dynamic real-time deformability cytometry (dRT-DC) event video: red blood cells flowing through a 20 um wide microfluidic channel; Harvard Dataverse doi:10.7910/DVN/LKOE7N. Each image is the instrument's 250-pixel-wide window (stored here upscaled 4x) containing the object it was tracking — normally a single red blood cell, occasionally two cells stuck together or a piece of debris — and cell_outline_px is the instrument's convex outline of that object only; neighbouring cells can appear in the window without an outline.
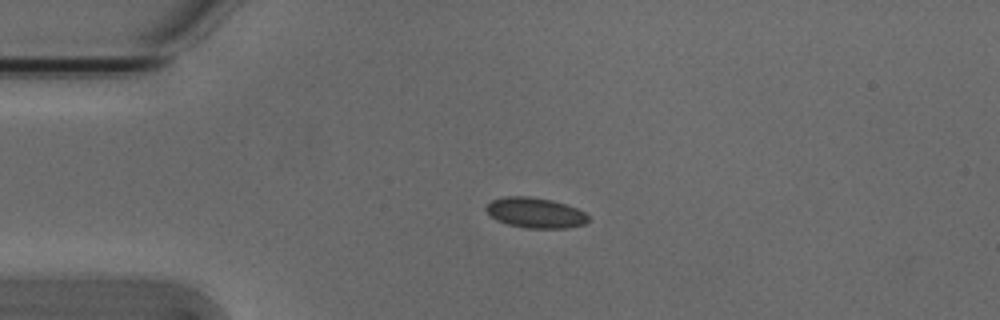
{"species": "Egyptian fruit bat (a non-hibernating species)", "species_latin": "Rousettus aegyptiacus", "temperature_condition": "cold", "stored_images_in_passage": 42, "camera_frame_rate_fps": 3000, "um_per_image_px": 0.085, "animal": {"sex": "male"}, "frame": {"image": 1, "passage_image": 1, "time_ms": 0.0, "image_size_px": [1000, 320], "cell_outline_px": [[588, 220], [584, 224], [568, 228], [524, 228], [508, 224], [496, 220], [484, 208], [492, 200], [504, 196], [528, 196], [552, 200], [576, 208], [584, 212], [588, 216]], "centroid_in_image_um": [45.49, 18.09], "position_along_channel_um": 39.5, "area_um2": 17.98}}
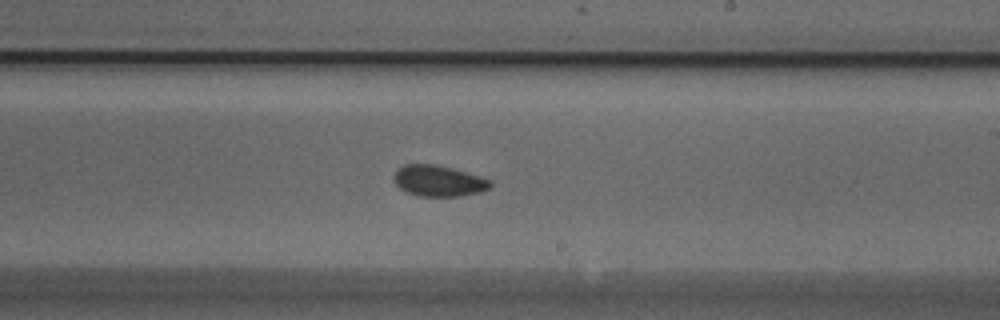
{"frame": {"image": 2, "passage_image": 20, "time_ms": 6.333, "image_size_px": [1000, 320], "cell_outline_px": [[492, 188], [480, 192], [460, 196], [420, 196], [408, 192], [400, 188], [396, 184], [392, 176], [404, 164], [436, 164], [452, 168], [492, 180]], "centroid_in_image_um": [37.31, 15.37], "position_along_channel_um": 251.7, "area_um2": 17.4}}
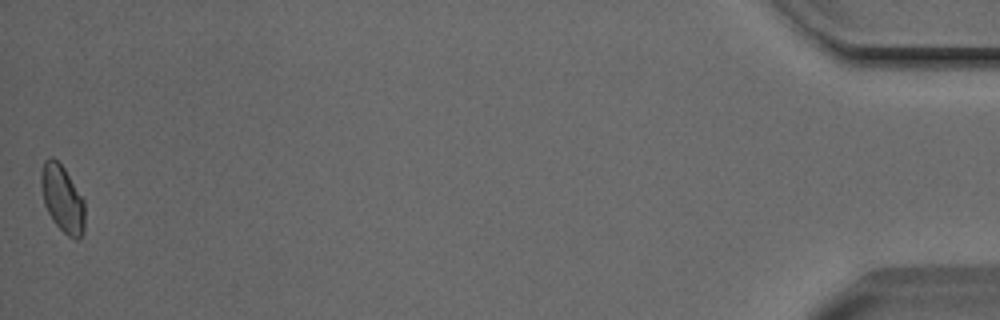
{"frame": {"image": 3, "passage_image": 42, "time_ms": 13.667, "image_size_px": [1000, 320], "cell_outline_px": [[84, 232], [80, 240], [76, 240], [68, 236], [52, 220], [44, 204], [40, 184], [40, 172], [44, 160], [52, 156], [64, 168], [84, 200]], "centroid_in_image_um": [5.29, 16.9], "position_along_channel_um": 429.9, "area_um2": 17.17}, "authors_computed_cell_mechanics": {"area_um2": 17.2822, "velocity_mm_per_s": 3.8053, "shape_relaxation_time_tau1_ms": 3.6668, "shape_relaxation_time_tau2_ms": 2.9685, "deformation_change_tau1": 0.0559, "deformation_change_tau2": 0.0612}}